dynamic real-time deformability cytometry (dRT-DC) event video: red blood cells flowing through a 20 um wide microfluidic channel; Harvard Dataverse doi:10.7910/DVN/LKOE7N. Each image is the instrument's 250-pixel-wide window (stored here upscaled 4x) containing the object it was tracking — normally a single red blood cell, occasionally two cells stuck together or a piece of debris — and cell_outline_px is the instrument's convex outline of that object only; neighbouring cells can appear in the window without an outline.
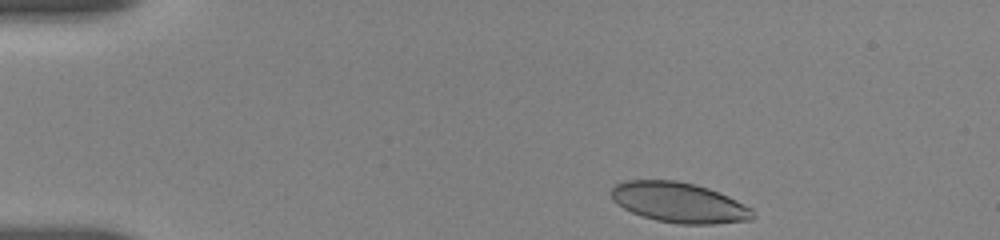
{"species": "human", "species_latin": "Homo sapiens", "temperature_condition": "room temperature", "stored_images_in_passage": 5, "camera_frame_rate_fps": 3000, "um_per_image_px": 0.085, "donor": {"sex": "female"}, "frame": {"image": 1, "passage_image": 1, "time_ms": 0.0, "image_size_px": [1000, 240], "cell_outline_px": [[756, 216], [752, 220], [712, 224], [680, 224], [656, 220], [632, 212], [616, 204], [612, 200], [612, 188], [616, 184], [624, 180], [676, 180], [708, 188], [728, 196], [752, 208]], "centroid_in_image_um": [57.73, 17.22], "position_along_channel_um": 27.3, "area_um2": 33.12}}
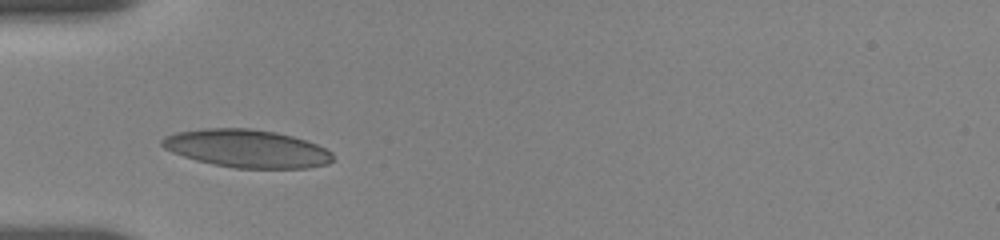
{"frame": {"image": 2, "passage_image": 4, "time_ms": 3.0, "image_size_px": [1000, 240], "cell_outline_px": [[332, 160], [328, 164], [308, 168], [236, 168], [212, 164], [196, 160], [172, 152], [164, 148], [160, 144], [160, 140], [164, 136], [176, 132], [204, 128], [248, 128], [276, 132], [292, 136], [316, 144], [332, 152]], "centroid_in_image_um": [20.95, 12.62], "position_along_channel_um": 64.1, "area_um2": 37.74}}
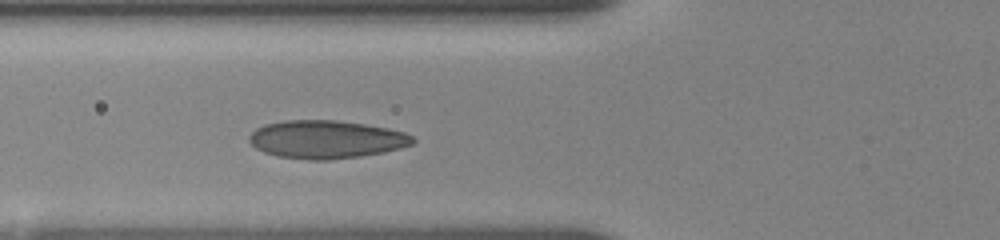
{"frame": {"image": 3, "passage_image": 5, "time_ms": 4.0, "image_size_px": [1000, 240], "cell_outline_px": [[416, 140], [412, 144], [400, 148], [384, 152], [360, 156], [328, 160], [312, 160], [276, 156], [264, 152], [256, 148], [248, 140], [248, 136], [256, 128], [264, 124], [284, 120], [332, 120], [364, 124], [388, 128], [404, 132], [412, 136]], "centroid_in_image_um": [27.71, 11.85], "position_along_channel_um": 98.1, "area_um2": 36.3}}